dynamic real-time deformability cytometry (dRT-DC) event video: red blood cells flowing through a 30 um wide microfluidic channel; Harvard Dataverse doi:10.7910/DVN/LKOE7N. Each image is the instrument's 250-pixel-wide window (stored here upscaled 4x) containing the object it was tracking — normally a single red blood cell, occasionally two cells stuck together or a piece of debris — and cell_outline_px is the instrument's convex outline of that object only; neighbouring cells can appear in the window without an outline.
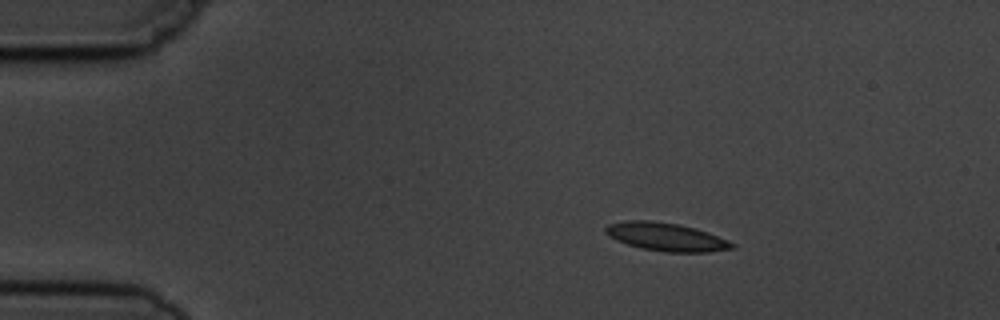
{"species": "common noctule bat (a hibernating species)", "species_latin": "Nyctalus noctula", "temperature_condition": "cold", "stored_images_in_passage": 5, "segment_of_instrument_passage": [1, 2], "camera_frame_rate_fps": 3000, "um_per_image_px": 0.085, "animal": {"sex": "male", "body_mass_g": 19.5, "forearm_length_mm": 54.6}, "frame": {"image": 1, "passage_image": 2, "time_ms": 2.0, "image_size_px": [1000, 320], "cell_outline_px": [[736, 248], [708, 252], [664, 252], [640, 248], [616, 240], [608, 236], [604, 232], [604, 228], [608, 224], [628, 220], [652, 220], [676, 224], [696, 228], [708, 232], [728, 240], [736, 244]], "centroid_in_image_um": [56.62, 20.14], "position_along_channel_um": 28.4, "area_um2": 20.92}}